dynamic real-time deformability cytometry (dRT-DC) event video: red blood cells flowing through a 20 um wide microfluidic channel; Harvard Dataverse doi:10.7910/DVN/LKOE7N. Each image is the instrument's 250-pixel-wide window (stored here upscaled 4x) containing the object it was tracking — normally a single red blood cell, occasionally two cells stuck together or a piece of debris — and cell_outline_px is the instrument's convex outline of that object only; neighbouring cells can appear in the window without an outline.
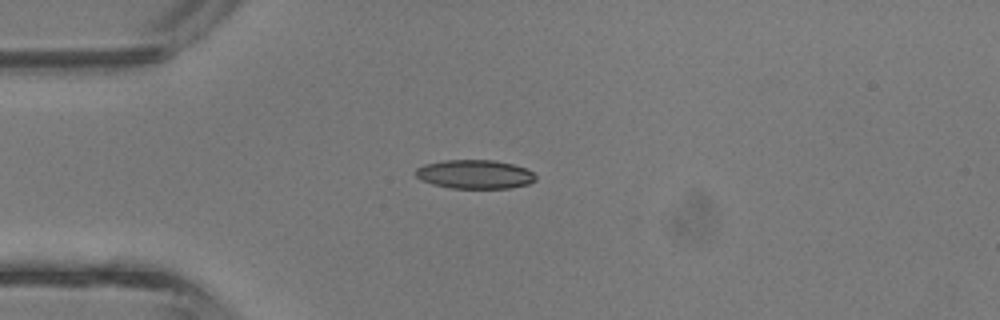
{"species": "common noctule bat (a hibernating species)", "species_latin": "Nyctalus noctula", "temperature_condition": "room temperature", "stored_images_in_passage": 4, "camera_frame_rate_fps": 3000, "um_per_image_px": 0.085, "animal": {"sex": "male", "body_mass_g": 13.3}, "frame": {"image": 1, "passage_image": 3, "time_ms": 0.667, "image_size_px": [1000, 320], "cell_outline_px": [[536, 180], [528, 184], [508, 188], [452, 188], [432, 184], [420, 180], [416, 176], [416, 168], [424, 164], [444, 160], [492, 160], [512, 164], [524, 168], [532, 172], [536, 176]], "centroid_in_image_um": [40.33, 14.81], "position_along_channel_um": 44.7, "area_um2": 20.11}}